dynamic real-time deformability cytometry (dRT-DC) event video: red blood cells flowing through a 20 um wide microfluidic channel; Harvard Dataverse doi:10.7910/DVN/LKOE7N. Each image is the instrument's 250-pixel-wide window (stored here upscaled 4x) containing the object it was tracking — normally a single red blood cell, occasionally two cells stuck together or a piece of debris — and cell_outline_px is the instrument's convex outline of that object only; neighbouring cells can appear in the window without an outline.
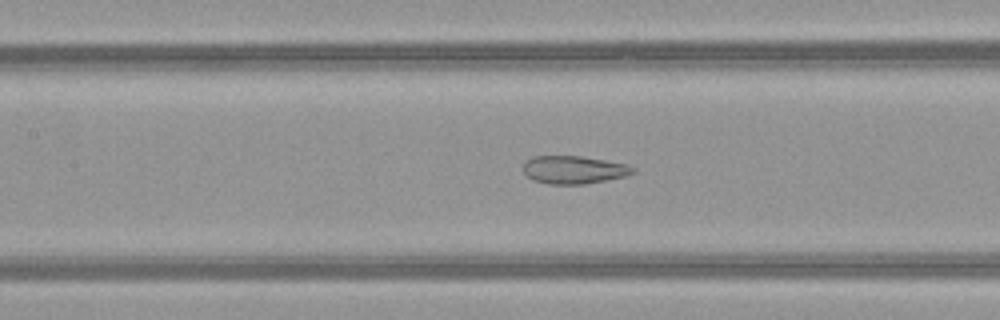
{"species": "common noctule bat (a hibernating species)", "species_latin": "Nyctalus noctula", "temperature_condition": "warm", "stored_images_in_passage": 39, "camera_frame_rate_fps": 3000, "um_per_image_px": 0.085, "animal": {"sex": "female", "body_mass_g": 21.9}, "frame": {"image": 1, "passage_image": 12, "time_ms": 3.667, "image_size_px": [1000, 320], "cell_outline_px": [[636, 172], [624, 176], [584, 184], [548, 184], [532, 180], [524, 172], [524, 160], [532, 156], [580, 156], [628, 164], [636, 168]], "centroid_in_image_um": [48.76, 14.42], "position_along_channel_um": 158.6, "area_um2": 17.86}}
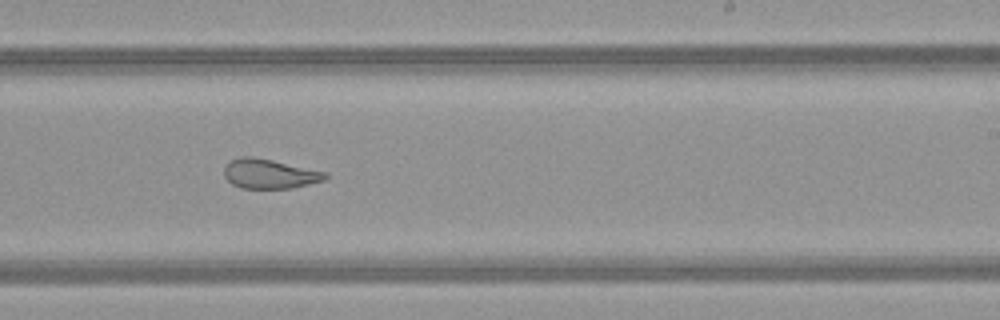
{"frame": {"image": 2, "passage_image": 20, "time_ms": 6.333, "image_size_px": [1000, 320], "cell_outline_px": [[328, 176], [324, 180], [292, 188], [240, 188], [232, 184], [224, 176], [224, 168], [232, 160], [240, 156], [252, 156], [272, 160], [328, 172]], "centroid_in_image_um": [22.92, 14.77], "position_along_channel_um": 266.1, "area_um2": 17.34}}
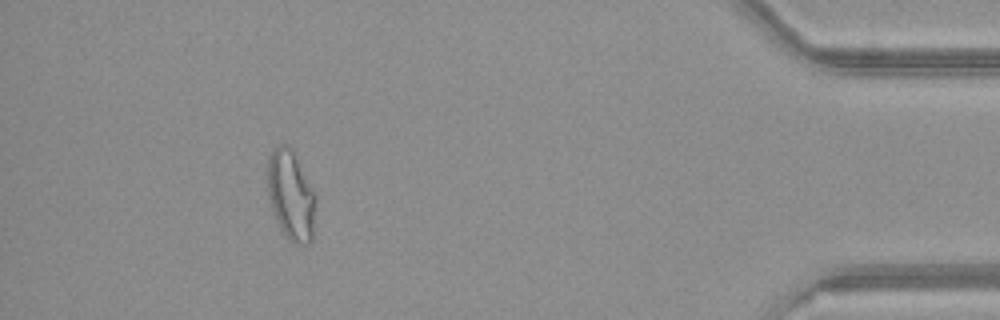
{"frame": {"image": 3, "passage_image": 35, "time_ms": 11.333, "image_size_px": [1000, 320], "cell_outline_px": [[316, 200], [312, 240], [308, 244], [292, 244], [280, 228], [276, 220], [272, 208], [268, 192], [268, 156], [280, 144], [288, 144], [292, 148], [316, 196]], "centroid_in_image_um": [24.74, 16.62], "position_along_channel_um": 410.5, "area_um2": 25.09}, "authors_computed_cell_mechanics": {"area_um2": 19.7098, "velocity_mm_per_s": 4.0417, "shape_relaxation_time_tau1_ms": null, "shape_relaxation_time_tau2_ms": 1.3612, "deformation_change_tau1": null, "deformation_change_tau2": 0.0935}}